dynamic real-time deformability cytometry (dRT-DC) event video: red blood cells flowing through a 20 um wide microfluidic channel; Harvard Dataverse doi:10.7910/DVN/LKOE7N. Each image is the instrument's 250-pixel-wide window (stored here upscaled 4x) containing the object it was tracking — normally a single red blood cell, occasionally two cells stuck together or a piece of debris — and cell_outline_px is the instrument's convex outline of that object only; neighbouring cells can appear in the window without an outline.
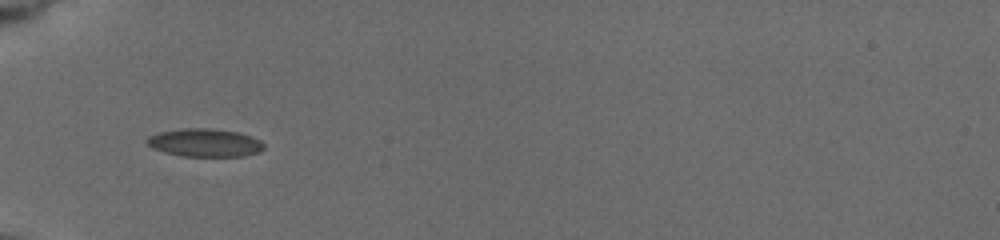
{"species": "common noctule bat (a hibernating species)", "species_latin": "Nyctalus noctula", "temperature_condition": "cold", "stored_images_in_passage": 36, "camera_frame_rate_fps": 3000, "um_per_image_px": 0.085, "animal": {"sex": "female", "body_mass_g": 19.5, "forearm_length_mm": 54.1}, "frame": {"image": 1, "passage_image": 1, "time_ms": 0.0, "image_size_px": [1000, 240], "cell_outline_px": [[264, 148], [260, 152], [244, 156], [180, 156], [152, 148], [144, 140], [148, 136], [160, 132], [184, 128], [212, 128], [240, 132], [260, 140], [264, 144]], "centroid_in_image_um": [17.42, 12.12], "position_along_channel_um": 67.6, "area_um2": 19.25}}
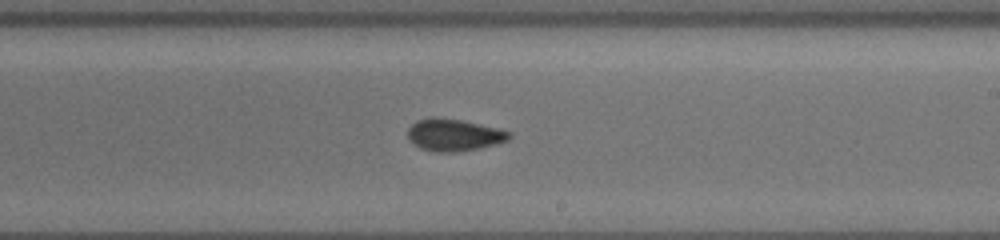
{"frame": {"image": 2, "passage_image": 16, "time_ms": 5.0, "image_size_px": [1000, 240], "cell_outline_px": [[512, 136], [508, 140], [496, 144], [480, 148], [460, 152], [436, 152], [420, 148], [408, 136], [408, 128], [416, 120], [432, 116], [460, 120], [496, 128], [508, 132]], "centroid_in_image_um": [38.57, 11.47], "position_along_channel_um": 250.4, "area_um2": 18.79}}
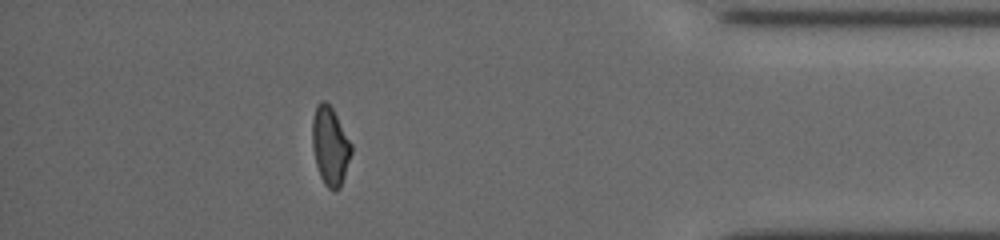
{"frame": {"image": 3, "passage_image": 31, "time_ms": 10.0, "image_size_px": [1000, 240], "cell_outline_px": [[352, 152], [340, 188], [332, 192], [324, 184], [320, 176], [316, 164], [312, 144], [312, 120], [316, 104], [320, 100], [324, 100], [332, 108], [352, 144]], "centroid_in_image_um": [28.05, 12.41], "position_along_channel_um": 407.1, "area_um2": 17.86}, "authors_computed_cell_mechanics": {"area_um2": 18.3804, "velocity_mm_per_s": 3.7637, "shape_relaxation_time_tau1_ms": 4.1448, "shape_relaxation_time_tau2_ms": 3.2512, "deformation_change_tau1": 0.1482, "deformation_change_tau2": 0.0807}}